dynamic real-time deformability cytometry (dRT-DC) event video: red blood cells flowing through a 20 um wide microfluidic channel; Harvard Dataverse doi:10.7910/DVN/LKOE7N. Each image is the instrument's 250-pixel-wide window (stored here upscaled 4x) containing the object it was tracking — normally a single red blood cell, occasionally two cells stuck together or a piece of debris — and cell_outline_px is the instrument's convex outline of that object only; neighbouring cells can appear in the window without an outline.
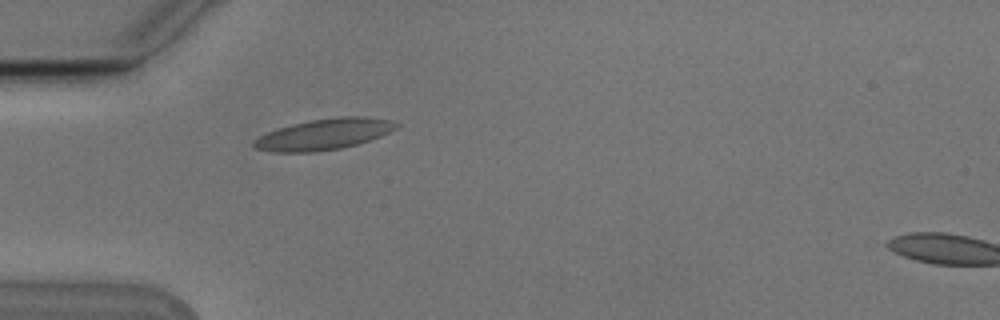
{"species": "Egyptian fruit bat (a non-hibernating species)", "species_latin": "Rousettus aegyptiacus", "temperature_condition": "cold", "stored_images_in_passage": 5, "camera_frame_rate_fps": 3000, "um_per_image_px": 0.085, "animal": {"sex": "male"}, "frame": {"image": 1, "passage_image": 5, "time_ms": 1.333, "image_size_px": [1000, 320], "cell_outline_px": [[400, 124], [396, 128], [380, 136], [356, 144], [340, 148], [316, 152], [272, 152], [256, 148], [252, 144], [252, 140], [268, 132], [292, 124], [308, 120], [336, 116], [368, 116], [392, 120]], "centroid_in_image_um": [27.55, 11.4], "position_along_channel_um": 57.5, "area_um2": 25.72}}